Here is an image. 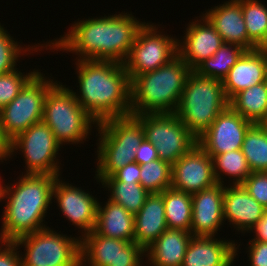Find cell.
Wrapping results in <instances>:
<instances>
[{"label":"cell","instance_id":"1","mask_svg":"<svg viewBox=\"0 0 267 266\" xmlns=\"http://www.w3.org/2000/svg\"><path fill=\"white\" fill-rule=\"evenodd\" d=\"M59 39L44 44L47 50L75 53L78 59L125 63L139 30L146 23L127 12L74 22Z\"/></svg>","mask_w":267,"mask_h":266},{"label":"cell","instance_id":"2","mask_svg":"<svg viewBox=\"0 0 267 266\" xmlns=\"http://www.w3.org/2000/svg\"><path fill=\"white\" fill-rule=\"evenodd\" d=\"M79 93L75 98L100 123L131 115V80L124 64L113 61L77 60Z\"/></svg>","mask_w":267,"mask_h":266},{"label":"cell","instance_id":"3","mask_svg":"<svg viewBox=\"0 0 267 266\" xmlns=\"http://www.w3.org/2000/svg\"><path fill=\"white\" fill-rule=\"evenodd\" d=\"M21 176L15 184L5 185L3 199L6 206L2 215L0 241L13 242L48 227L43 223V218L52 204L53 185L60 175H23L22 172Z\"/></svg>","mask_w":267,"mask_h":266},{"label":"cell","instance_id":"4","mask_svg":"<svg viewBox=\"0 0 267 266\" xmlns=\"http://www.w3.org/2000/svg\"><path fill=\"white\" fill-rule=\"evenodd\" d=\"M192 72L179 56L131 81V116L175 113L186 79Z\"/></svg>","mask_w":267,"mask_h":266},{"label":"cell","instance_id":"5","mask_svg":"<svg viewBox=\"0 0 267 266\" xmlns=\"http://www.w3.org/2000/svg\"><path fill=\"white\" fill-rule=\"evenodd\" d=\"M96 179L100 183L125 165L135 162L136 150L145 138L134 116L110 118L98 123Z\"/></svg>","mask_w":267,"mask_h":266},{"label":"cell","instance_id":"6","mask_svg":"<svg viewBox=\"0 0 267 266\" xmlns=\"http://www.w3.org/2000/svg\"><path fill=\"white\" fill-rule=\"evenodd\" d=\"M228 106L222 81L192 71L186 79L175 114L198 139Z\"/></svg>","mask_w":267,"mask_h":266},{"label":"cell","instance_id":"7","mask_svg":"<svg viewBox=\"0 0 267 266\" xmlns=\"http://www.w3.org/2000/svg\"><path fill=\"white\" fill-rule=\"evenodd\" d=\"M42 120L61 146L84 143L93 125L98 124L78 103L73 89L60 82H56L47 92Z\"/></svg>","mask_w":267,"mask_h":266},{"label":"cell","instance_id":"8","mask_svg":"<svg viewBox=\"0 0 267 266\" xmlns=\"http://www.w3.org/2000/svg\"><path fill=\"white\" fill-rule=\"evenodd\" d=\"M77 238L46 227L13 242L26 250L21 256L22 266H81L80 237Z\"/></svg>","mask_w":267,"mask_h":266},{"label":"cell","instance_id":"9","mask_svg":"<svg viewBox=\"0 0 267 266\" xmlns=\"http://www.w3.org/2000/svg\"><path fill=\"white\" fill-rule=\"evenodd\" d=\"M56 82L38 72L9 104L0 109V125L10 141L42 120L45 97Z\"/></svg>","mask_w":267,"mask_h":266},{"label":"cell","instance_id":"10","mask_svg":"<svg viewBox=\"0 0 267 266\" xmlns=\"http://www.w3.org/2000/svg\"><path fill=\"white\" fill-rule=\"evenodd\" d=\"M134 117L141 123L145 138L156 147L159 159L171 165L197 143V139L175 113Z\"/></svg>","mask_w":267,"mask_h":266},{"label":"cell","instance_id":"11","mask_svg":"<svg viewBox=\"0 0 267 266\" xmlns=\"http://www.w3.org/2000/svg\"><path fill=\"white\" fill-rule=\"evenodd\" d=\"M156 25L145 23L139 30L124 66L130 80L152 72L178 56V40L163 35ZM173 37V38H172Z\"/></svg>","mask_w":267,"mask_h":266},{"label":"cell","instance_id":"12","mask_svg":"<svg viewBox=\"0 0 267 266\" xmlns=\"http://www.w3.org/2000/svg\"><path fill=\"white\" fill-rule=\"evenodd\" d=\"M60 147L51 129L41 120L11 141V155L16 150L21 151L25 158L26 174L61 175L56 158Z\"/></svg>","mask_w":267,"mask_h":266},{"label":"cell","instance_id":"13","mask_svg":"<svg viewBox=\"0 0 267 266\" xmlns=\"http://www.w3.org/2000/svg\"><path fill=\"white\" fill-rule=\"evenodd\" d=\"M81 266H142L146 250L135 242L99 235L80 238ZM142 263V264H141Z\"/></svg>","mask_w":267,"mask_h":266},{"label":"cell","instance_id":"14","mask_svg":"<svg viewBox=\"0 0 267 266\" xmlns=\"http://www.w3.org/2000/svg\"><path fill=\"white\" fill-rule=\"evenodd\" d=\"M252 124L228 106L197 139V143L211 158L241 149L244 136Z\"/></svg>","mask_w":267,"mask_h":266},{"label":"cell","instance_id":"15","mask_svg":"<svg viewBox=\"0 0 267 266\" xmlns=\"http://www.w3.org/2000/svg\"><path fill=\"white\" fill-rule=\"evenodd\" d=\"M215 184L212 158L198 143L172 164L173 189L193 194Z\"/></svg>","mask_w":267,"mask_h":266},{"label":"cell","instance_id":"16","mask_svg":"<svg viewBox=\"0 0 267 266\" xmlns=\"http://www.w3.org/2000/svg\"><path fill=\"white\" fill-rule=\"evenodd\" d=\"M58 176L52 190V200H56L63 216L72 225H76L82 231L80 238L94 230L97 216L98 202L80 187L73 186L60 180Z\"/></svg>","mask_w":267,"mask_h":266},{"label":"cell","instance_id":"17","mask_svg":"<svg viewBox=\"0 0 267 266\" xmlns=\"http://www.w3.org/2000/svg\"><path fill=\"white\" fill-rule=\"evenodd\" d=\"M199 20L190 22L185 36L178 40V56L192 71L206 59L212 57L224 43L220 34L203 13Z\"/></svg>","mask_w":267,"mask_h":266},{"label":"cell","instance_id":"18","mask_svg":"<svg viewBox=\"0 0 267 266\" xmlns=\"http://www.w3.org/2000/svg\"><path fill=\"white\" fill-rule=\"evenodd\" d=\"M224 187L217 183L192 194V236L215 237L224 221Z\"/></svg>","mask_w":267,"mask_h":266},{"label":"cell","instance_id":"19","mask_svg":"<svg viewBox=\"0 0 267 266\" xmlns=\"http://www.w3.org/2000/svg\"><path fill=\"white\" fill-rule=\"evenodd\" d=\"M223 210L224 220L241 233H251L267 211L242 185L224 187Z\"/></svg>","mask_w":267,"mask_h":266},{"label":"cell","instance_id":"20","mask_svg":"<svg viewBox=\"0 0 267 266\" xmlns=\"http://www.w3.org/2000/svg\"><path fill=\"white\" fill-rule=\"evenodd\" d=\"M220 34L224 43L237 44L246 50L256 47L249 41L242 13V0H229L203 14Z\"/></svg>","mask_w":267,"mask_h":266},{"label":"cell","instance_id":"21","mask_svg":"<svg viewBox=\"0 0 267 266\" xmlns=\"http://www.w3.org/2000/svg\"><path fill=\"white\" fill-rule=\"evenodd\" d=\"M239 246L240 244L237 245L232 240L193 236L184 255L182 266H231L238 255Z\"/></svg>","mask_w":267,"mask_h":266},{"label":"cell","instance_id":"22","mask_svg":"<svg viewBox=\"0 0 267 266\" xmlns=\"http://www.w3.org/2000/svg\"><path fill=\"white\" fill-rule=\"evenodd\" d=\"M265 82V48L246 50L223 79L228 100L238 92Z\"/></svg>","mask_w":267,"mask_h":266},{"label":"cell","instance_id":"23","mask_svg":"<svg viewBox=\"0 0 267 266\" xmlns=\"http://www.w3.org/2000/svg\"><path fill=\"white\" fill-rule=\"evenodd\" d=\"M167 229L163 192L151 193L134 215V242L146 250Z\"/></svg>","mask_w":267,"mask_h":266},{"label":"cell","instance_id":"24","mask_svg":"<svg viewBox=\"0 0 267 266\" xmlns=\"http://www.w3.org/2000/svg\"><path fill=\"white\" fill-rule=\"evenodd\" d=\"M191 232L181 229L165 230L147 249V264L151 266H182L192 238Z\"/></svg>","mask_w":267,"mask_h":266},{"label":"cell","instance_id":"25","mask_svg":"<svg viewBox=\"0 0 267 266\" xmlns=\"http://www.w3.org/2000/svg\"><path fill=\"white\" fill-rule=\"evenodd\" d=\"M107 200L104 206L98 202L94 231L106 237L134 242V215L120 204Z\"/></svg>","mask_w":267,"mask_h":266},{"label":"cell","instance_id":"26","mask_svg":"<svg viewBox=\"0 0 267 266\" xmlns=\"http://www.w3.org/2000/svg\"><path fill=\"white\" fill-rule=\"evenodd\" d=\"M229 106L253 124L262 123L267 117V84L259 83L235 94Z\"/></svg>","mask_w":267,"mask_h":266},{"label":"cell","instance_id":"27","mask_svg":"<svg viewBox=\"0 0 267 266\" xmlns=\"http://www.w3.org/2000/svg\"><path fill=\"white\" fill-rule=\"evenodd\" d=\"M167 227L190 232L192 222V194L173 189L163 191Z\"/></svg>","mask_w":267,"mask_h":266},{"label":"cell","instance_id":"28","mask_svg":"<svg viewBox=\"0 0 267 266\" xmlns=\"http://www.w3.org/2000/svg\"><path fill=\"white\" fill-rule=\"evenodd\" d=\"M245 51L246 49L237 44L223 43L212 57L202 62L194 71L199 76L223 81Z\"/></svg>","mask_w":267,"mask_h":266},{"label":"cell","instance_id":"29","mask_svg":"<svg viewBox=\"0 0 267 266\" xmlns=\"http://www.w3.org/2000/svg\"><path fill=\"white\" fill-rule=\"evenodd\" d=\"M212 163L216 182L222 185L224 183V174L233 180L229 185H241L251 174L241 149L215 155L212 157Z\"/></svg>","mask_w":267,"mask_h":266},{"label":"cell","instance_id":"30","mask_svg":"<svg viewBox=\"0 0 267 266\" xmlns=\"http://www.w3.org/2000/svg\"><path fill=\"white\" fill-rule=\"evenodd\" d=\"M241 150L251 172H267V130L261 123L249 127Z\"/></svg>","mask_w":267,"mask_h":266},{"label":"cell","instance_id":"31","mask_svg":"<svg viewBox=\"0 0 267 266\" xmlns=\"http://www.w3.org/2000/svg\"><path fill=\"white\" fill-rule=\"evenodd\" d=\"M106 190L110 192L109 199L120 204L131 214L136 215L150 194L140 182L102 181Z\"/></svg>","mask_w":267,"mask_h":266},{"label":"cell","instance_id":"32","mask_svg":"<svg viewBox=\"0 0 267 266\" xmlns=\"http://www.w3.org/2000/svg\"><path fill=\"white\" fill-rule=\"evenodd\" d=\"M242 13L249 41L256 48L267 45V7L258 0H242Z\"/></svg>","mask_w":267,"mask_h":266},{"label":"cell","instance_id":"33","mask_svg":"<svg viewBox=\"0 0 267 266\" xmlns=\"http://www.w3.org/2000/svg\"><path fill=\"white\" fill-rule=\"evenodd\" d=\"M172 165L156 159L140 165V184L148 193H161L171 187Z\"/></svg>","mask_w":267,"mask_h":266},{"label":"cell","instance_id":"34","mask_svg":"<svg viewBox=\"0 0 267 266\" xmlns=\"http://www.w3.org/2000/svg\"><path fill=\"white\" fill-rule=\"evenodd\" d=\"M3 26L4 25L1 26L0 23V74L9 73L18 69L16 68V64L21 55L24 53L26 54V51H29V53H31L30 51H32V53L33 51H42L44 46L43 44L40 46L35 44L33 48V46L31 47L28 45L24 49V47L22 48V46H20V42H15V40H13V36H11Z\"/></svg>","mask_w":267,"mask_h":266},{"label":"cell","instance_id":"35","mask_svg":"<svg viewBox=\"0 0 267 266\" xmlns=\"http://www.w3.org/2000/svg\"><path fill=\"white\" fill-rule=\"evenodd\" d=\"M38 72L34 69L25 75L16 69L0 74V109L9 104Z\"/></svg>","mask_w":267,"mask_h":266},{"label":"cell","instance_id":"36","mask_svg":"<svg viewBox=\"0 0 267 266\" xmlns=\"http://www.w3.org/2000/svg\"><path fill=\"white\" fill-rule=\"evenodd\" d=\"M241 185L267 210V172H251Z\"/></svg>","mask_w":267,"mask_h":266},{"label":"cell","instance_id":"37","mask_svg":"<svg viewBox=\"0 0 267 266\" xmlns=\"http://www.w3.org/2000/svg\"><path fill=\"white\" fill-rule=\"evenodd\" d=\"M0 266H22L20 251L12 241H0ZM5 247V248H4Z\"/></svg>","mask_w":267,"mask_h":266},{"label":"cell","instance_id":"38","mask_svg":"<svg viewBox=\"0 0 267 266\" xmlns=\"http://www.w3.org/2000/svg\"><path fill=\"white\" fill-rule=\"evenodd\" d=\"M103 181L140 182V165L136 162L129 163Z\"/></svg>","mask_w":267,"mask_h":266},{"label":"cell","instance_id":"39","mask_svg":"<svg viewBox=\"0 0 267 266\" xmlns=\"http://www.w3.org/2000/svg\"><path fill=\"white\" fill-rule=\"evenodd\" d=\"M247 245L251 266H267V242L250 240Z\"/></svg>","mask_w":267,"mask_h":266},{"label":"cell","instance_id":"40","mask_svg":"<svg viewBox=\"0 0 267 266\" xmlns=\"http://www.w3.org/2000/svg\"><path fill=\"white\" fill-rule=\"evenodd\" d=\"M156 159H159L156 147L144 138L136 150L135 162L143 165Z\"/></svg>","mask_w":267,"mask_h":266},{"label":"cell","instance_id":"41","mask_svg":"<svg viewBox=\"0 0 267 266\" xmlns=\"http://www.w3.org/2000/svg\"><path fill=\"white\" fill-rule=\"evenodd\" d=\"M255 236L251 240H258L267 242V211L264 213L263 218L251 230Z\"/></svg>","mask_w":267,"mask_h":266},{"label":"cell","instance_id":"42","mask_svg":"<svg viewBox=\"0 0 267 266\" xmlns=\"http://www.w3.org/2000/svg\"><path fill=\"white\" fill-rule=\"evenodd\" d=\"M11 156V141L6 137L3 128L0 125V161H7Z\"/></svg>","mask_w":267,"mask_h":266},{"label":"cell","instance_id":"43","mask_svg":"<svg viewBox=\"0 0 267 266\" xmlns=\"http://www.w3.org/2000/svg\"><path fill=\"white\" fill-rule=\"evenodd\" d=\"M0 180H2V179H0ZM2 182L0 181V202L2 201V200H4L3 199V197H4V192H5V184H4V186H3V184H1Z\"/></svg>","mask_w":267,"mask_h":266},{"label":"cell","instance_id":"44","mask_svg":"<svg viewBox=\"0 0 267 266\" xmlns=\"http://www.w3.org/2000/svg\"><path fill=\"white\" fill-rule=\"evenodd\" d=\"M265 82L267 84V49L265 48Z\"/></svg>","mask_w":267,"mask_h":266},{"label":"cell","instance_id":"45","mask_svg":"<svg viewBox=\"0 0 267 266\" xmlns=\"http://www.w3.org/2000/svg\"><path fill=\"white\" fill-rule=\"evenodd\" d=\"M265 129L267 130V117L265 118V120L261 123Z\"/></svg>","mask_w":267,"mask_h":266}]
</instances>
